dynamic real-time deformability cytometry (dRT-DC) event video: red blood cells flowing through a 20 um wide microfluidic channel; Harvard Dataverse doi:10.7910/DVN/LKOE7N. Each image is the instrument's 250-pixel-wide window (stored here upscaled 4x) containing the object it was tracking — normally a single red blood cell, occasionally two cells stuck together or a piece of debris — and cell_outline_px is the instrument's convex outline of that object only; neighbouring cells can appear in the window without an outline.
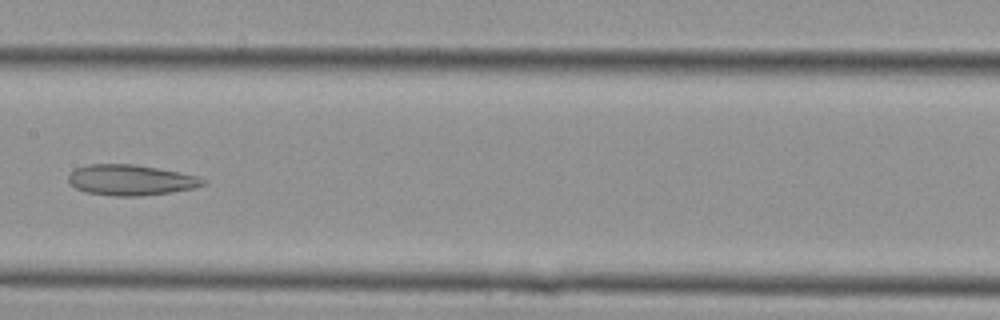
{"species": "Egyptian fruit bat (a non-hibernating species)", "species_latin": "Rousettus aegyptiacus", "temperature_condition": "cold", "stored_images_in_passage": 30, "camera_frame_rate_fps": 3000, "um_per_image_px": 0.085, "animal": {"sex": "female"}, "frame": {"image": 1, "passage_image": 15, "time_ms": 4.667, "image_size_px": [1000, 320], "cell_outline_px": [[204, 184], [192, 188], [168, 192], [136, 196], [116, 196], [84, 192], [76, 188], [68, 180], [68, 176], [76, 168], [88, 164], [132, 164], [156, 168], [196, 176], [204, 180]], "centroid_in_image_um": [11.04, 15.3], "position_along_channel_um": 196.4, "area_um2": 23.47}}
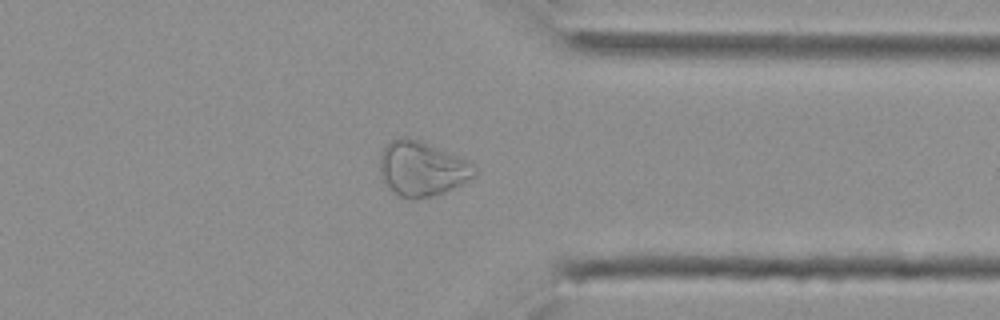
{"frame": {"image": 2, "passage_image": 23, "time_ms": 7.333, "image_size_px": [1000, 320], "cell_outline_px": [[476, 172], [472, 176], [460, 184], [436, 196], [400, 196], [388, 188], [380, 172], [380, 152], [396, 136], [408, 136], [420, 140], [476, 164]], "centroid_in_image_um": [35.84, 14.29], "position_along_channel_um": 375.6, "area_um2": 29.71}}
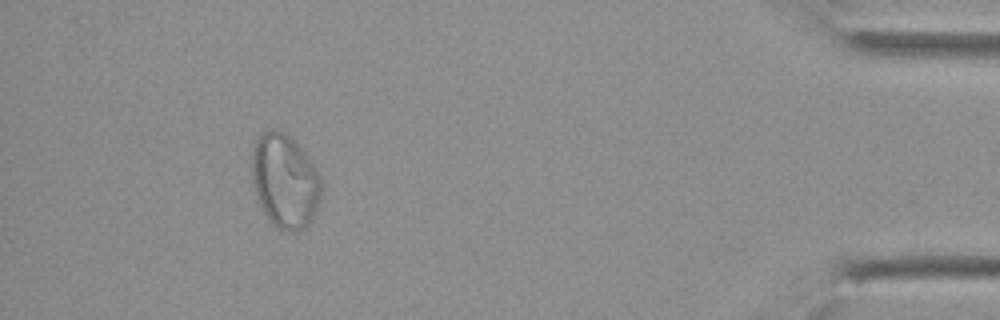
{"frame": {"image": 3, "passage_image": 27, "time_ms": 8.667, "image_size_px": [1000, 320], "cell_outline_px": [[324, 184], [316, 208], [308, 224], [304, 228], [296, 232], [288, 232], [276, 228], [272, 224], [264, 212], [256, 196], [252, 184], [252, 152], [256, 140], [264, 132], [272, 128], [280, 128], [304, 152], [316, 168], [324, 180]], "centroid_in_image_um": [24.22, 15.39], "position_along_channel_um": 411.0, "area_um2": 38.21}}